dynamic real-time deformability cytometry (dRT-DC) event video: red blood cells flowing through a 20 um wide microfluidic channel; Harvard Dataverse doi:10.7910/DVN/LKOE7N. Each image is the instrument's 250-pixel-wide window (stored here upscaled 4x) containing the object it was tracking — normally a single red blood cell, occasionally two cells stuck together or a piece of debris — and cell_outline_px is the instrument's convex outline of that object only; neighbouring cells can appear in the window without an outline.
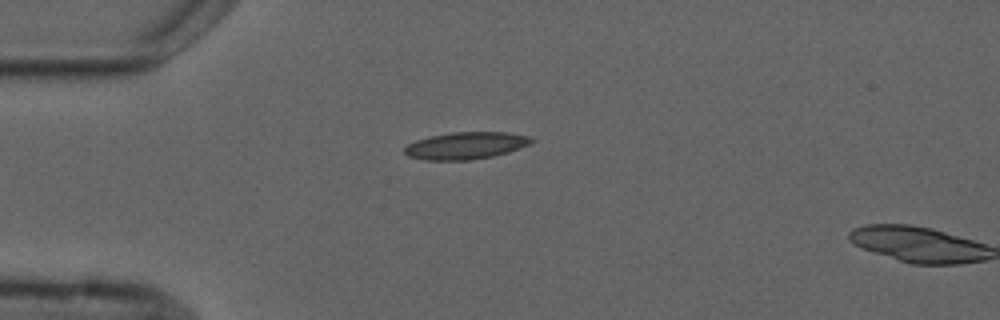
{"species": "common noctule bat (a hibernating species)", "species_latin": "Nyctalus noctula", "temperature_condition": "cold", "stored_images_in_passage": 2, "camera_frame_rate_fps": 3000, "um_per_image_px": 0.085, "animal": {"sex": "male", "forearm_length_mm": 52.5}, "frame": {"image": 1, "passage_image": 1, "time_ms": 0.0, "image_size_px": [1000, 320], "cell_outline_px": [[536, 140], [520, 148], [508, 152], [492, 156], [468, 160], [424, 160], [408, 156], [404, 152], [404, 148], [408, 144], [416, 140], [428, 136], [452, 132], [508, 132], [532, 136]], "centroid_in_image_um": [39.6, 12.36], "position_along_channel_um": 45.4, "area_um2": 20.17}}